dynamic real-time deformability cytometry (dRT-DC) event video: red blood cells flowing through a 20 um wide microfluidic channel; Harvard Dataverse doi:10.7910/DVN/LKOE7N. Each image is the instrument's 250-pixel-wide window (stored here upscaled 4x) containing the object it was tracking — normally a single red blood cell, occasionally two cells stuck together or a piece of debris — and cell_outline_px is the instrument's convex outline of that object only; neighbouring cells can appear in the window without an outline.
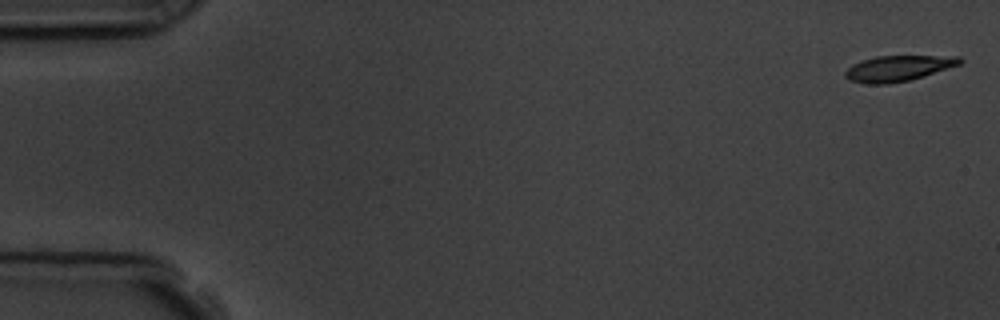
{"species": "common noctule bat (a hibernating species)", "species_latin": "Nyctalus noctula", "temperature_condition": "room temperature", "stored_images_in_passage": 5, "camera_frame_rate_fps": 3000, "um_per_image_px": 0.085, "animal": {"sex": "male", "body_mass_g": 19.5, "forearm_length_mm": 54.6}, "frame": {"image": 1, "passage_image": 1, "time_ms": 0.0, "image_size_px": [1000, 320], "cell_outline_px": [[964, 60], [960, 64], [924, 76], [908, 80], [888, 84], [864, 84], [848, 80], [844, 76], [844, 72], [852, 64], [876, 56], [960, 56]], "centroid_in_image_um": [76.32, 5.81], "position_along_channel_um": 8.7, "area_um2": 17.17}}
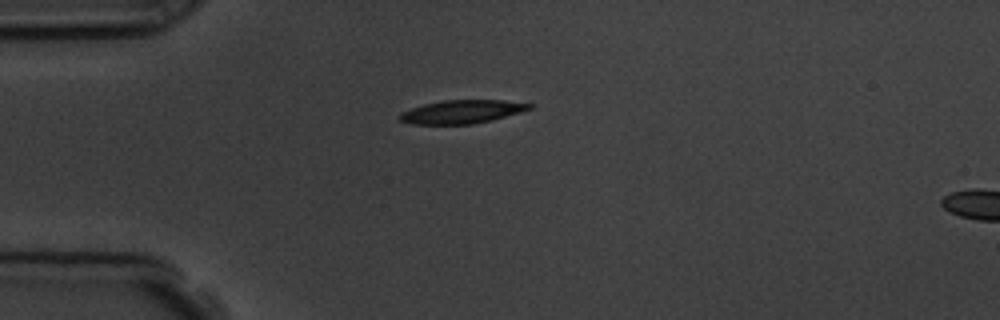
{"frame": {"image": 2, "passage_image": 4, "time_ms": 4.333, "image_size_px": [1000, 320], "cell_outline_px": [[532, 108], [520, 112], [492, 120], [472, 124], [412, 124], [400, 120], [400, 112], [424, 104], [444, 100], [500, 100], [532, 104]], "centroid_in_image_um": [39.25, 9.5], "position_along_channel_um": 45.8, "area_um2": 17.46}}